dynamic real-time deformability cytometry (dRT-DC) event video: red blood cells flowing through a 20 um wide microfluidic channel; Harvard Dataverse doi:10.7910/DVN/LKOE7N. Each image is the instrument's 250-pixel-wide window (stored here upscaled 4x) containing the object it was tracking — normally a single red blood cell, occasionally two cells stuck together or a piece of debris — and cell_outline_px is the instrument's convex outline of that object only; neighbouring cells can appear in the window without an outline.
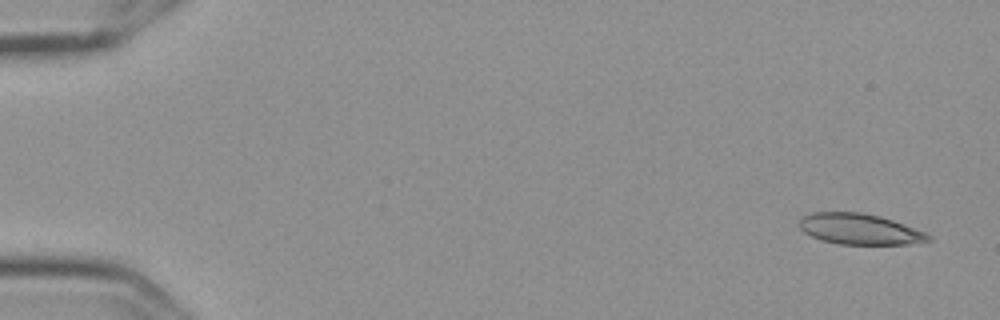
{"species": "Egyptian fruit bat (a non-hibernating species)", "species_latin": "Rousettus aegyptiacus", "temperature_condition": "cold", "stored_images_in_passage": 57, "camera_frame_rate_fps": 3000, "um_per_image_px": 0.085, "frame": {"image": 1, "passage_image": 3, "time_ms": 0.667, "image_size_px": [1000, 320], "cell_outline_px": [[932, 240], [908, 244], [840, 244], [824, 240], [812, 236], [804, 232], [800, 228], [800, 220], [804, 216], [812, 212], [860, 212], [880, 216], [892, 220], [924, 232], [932, 236]], "centroid_in_image_um": [73.07, 19.47], "position_along_channel_um": 11.9, "area_um2": 22.83}}
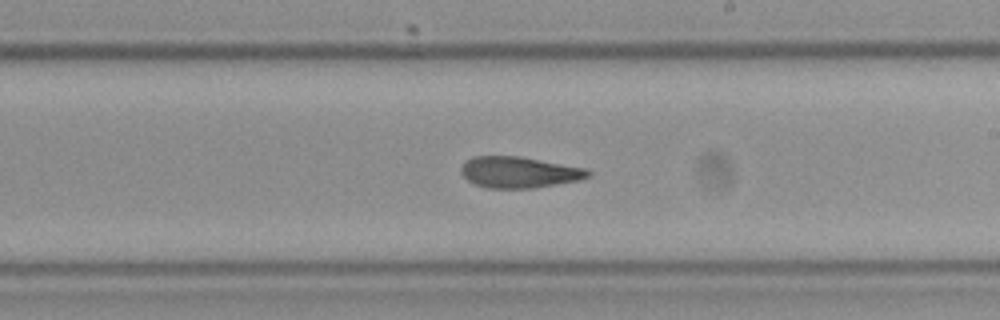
{"frame": {"image": 2, "passage_image": 34, "time_ms": 11.0, "image_size_px": [1000, 320], "cell_outline_px": [[592, 172], [588, 176], [580, 180], [532, 188], [488, 188], [476, 184], [468, 180], [460, 172], [460, 168], [464, 160], [472, 156], [520, 156], [584, 168]], "centroid_in_image_um": [44.07, 14.63], "position_along_channel_um": 244.9, "area_um2": 23.0}}
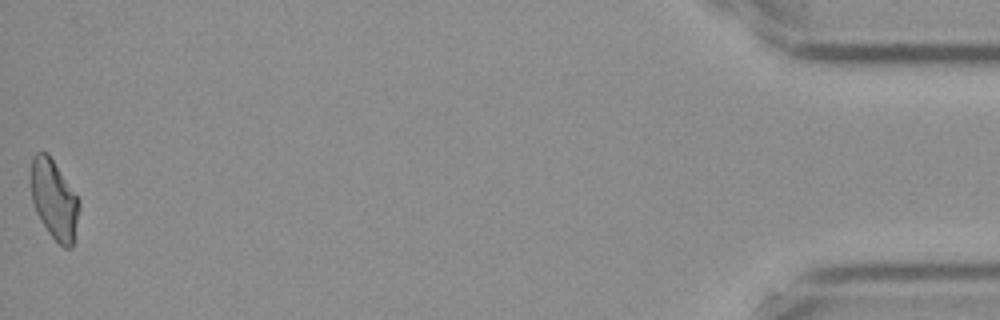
{"frame": {"image": 3, "passage_image": 57, "time_ms": 18.667, "image_size_px": [1000, 320], "cell_outline_px": [[80, 208], [72, 248], [64, 248], [48, 232], [36, 212], [32, 200], [32, 156], [36, 152], [48, 152], [80, 200]], "centroid_in_image_um": [4.63, 16.96], "position_along_channel_um": 430.6, "area_um2": 22.14}, "authors_computed_cell_mechanics": {"area_um2": 23.1778, "velocity_mm_per_s": 3.593, "shape_relaxation_time_tau1_ms": null, "shape_relaxation_time_tau2_ms": 4.6413, "deformation_change_tau1": null, "deformation_change_tau2": 0.1224}}